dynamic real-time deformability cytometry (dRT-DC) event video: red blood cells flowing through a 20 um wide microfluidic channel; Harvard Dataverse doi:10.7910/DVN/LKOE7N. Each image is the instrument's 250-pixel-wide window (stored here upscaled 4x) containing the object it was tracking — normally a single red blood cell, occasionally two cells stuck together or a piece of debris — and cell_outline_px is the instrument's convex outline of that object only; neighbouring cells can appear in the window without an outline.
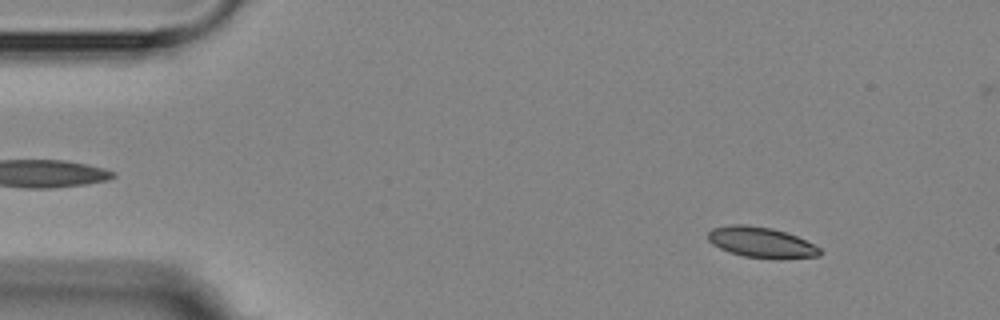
{"species": "Egyptian fruit bat (a non-hibernating species)", "species_latin": "Rousettus aegyptiacus", "temperature_condition": "room temperature", "stored_images_in_passage": 7, "camera_frame_rate_fps": 3000, "um_per_image_px": 0.085, "animal": {"sex": "female"}, "frame": {"image": 1, "passage_image": 1, "time_ms": 0.0, "image_size_px": [1000, 320], "cell_outline_px": [[820, 256], [744, 256], [728, 252], [712, 244], [708, 240], [708, 232], [712, 228], [732, 224], [748, 224], [772, 228], [796, 236], [820, 248]], "centroid_in_image_um": [64.59, 20.54], "position_along_channel_um": 20.4, "area_um2": 19.02}}
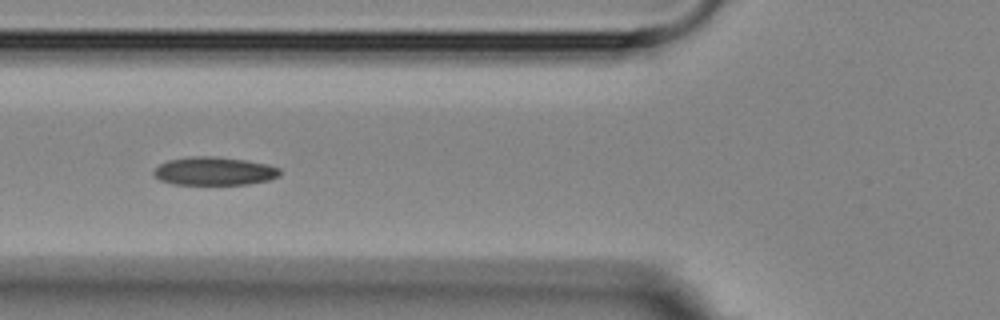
{"frame": {"image": 2, "passage_image": 5, "time_ms": 4.667, "image_size_px": [1000, 320], "cell_outline_px": [[280, 176], [268, 180], [248, 184], [172, 184], [160, 180], [152, 172], [160, 164], [168, 160], [192, 156], [212, 156], [248, 160], [268, 164], [280, 168]], "centroid_in_image_um": [18.23, 14.54], "position_along_channel_um": 107.6, "area_um2": 20.81}}
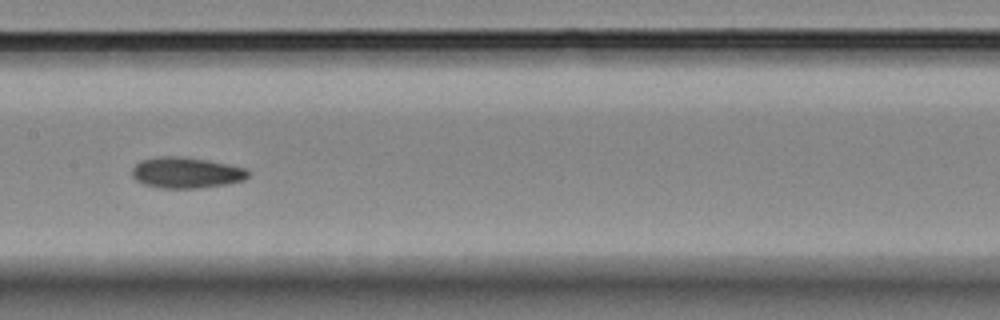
{"frame": {"image": 3, "passage_image": 7, "time_ms": 7.0, "image_size_px": [1000, 320], "cell_outline_px": [[248, 176], [244, 180], [228, 184], [196, 188], [160, 188], [144, 184], [136, 180], [132, 176], [132, 168], [140, 160], [156, 156], [184, 156], [208, 160], [248, 168]], "centroid_in_image_um": [15.82, 14.66], "position_along_channel_um": 191.6, "area_um2": 21.15}}